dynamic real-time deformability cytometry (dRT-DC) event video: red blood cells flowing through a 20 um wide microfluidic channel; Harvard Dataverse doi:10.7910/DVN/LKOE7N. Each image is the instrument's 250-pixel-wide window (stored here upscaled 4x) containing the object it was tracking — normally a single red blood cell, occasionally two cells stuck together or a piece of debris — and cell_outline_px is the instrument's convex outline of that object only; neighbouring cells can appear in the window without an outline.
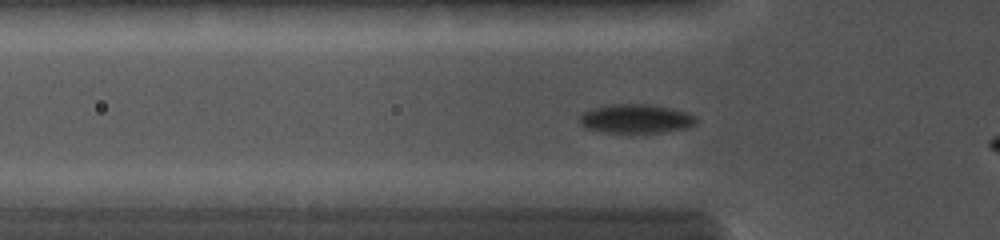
{"species": "common noctule bat (a hibernating species)", "species_latin": "Nyctalus noctula", "temperature_condition": "cold", "stored_images_in_passage": 22, "camera_frame_rate_fps": 5000, "um_per_image_px": 0.085, "animal": {"sex": "female", "body_mass_g": 19.0, "forearm_length_mm": 56.7}, "frame": {"image": 1, "passage_image": 8, "time_ms": 2.4, "image_size_px": [1000, 240], "cell_outline_px": [[696, 124], [688, 128], [660, 132], [604, 132], [584, 128], [580, 124], [580, 116], [584, 112], [592, 108], [608, 104], [648, 104], [672, 108], [688, 112], [696, 116]], "centroid_in_image_um": [54.06, 10.08], "position_along_channel_um": 71.7, "area_um2": 19.77}}
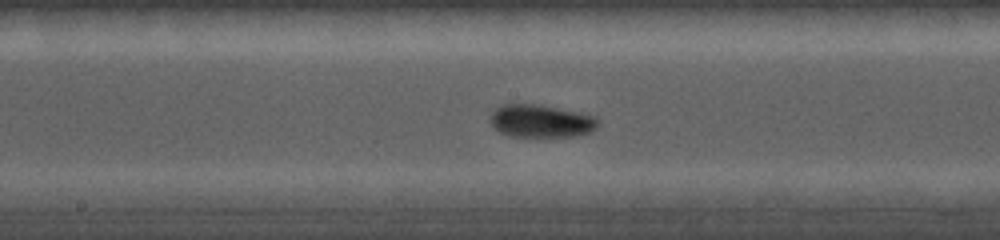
{"frame": {"image": 2, "passage_image": 17, "time_ms": 5.4, "image_size_px": [1000, 240], "cell_outline_px": [[600, 124], [592, 132], [572, 136], [512, 136], [500, 132], [492, 128], [488, 120], [492, 112], [500, 104], [540, 104], [580, 112], [596, 116], [600, 120]], "centroid_in_image_um": [45.98, 10.27], "position_along_channel_um": 202.2, "area_um2": 20.98}}
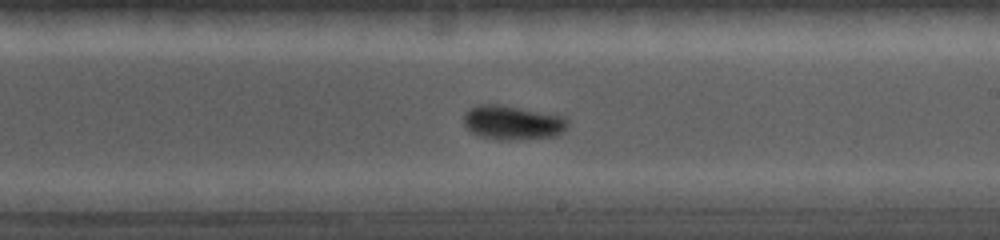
{"frame": {"image": 3, "passage_image": 20, "time_ms": 6.4, "image_size_px": [1000, 240], "cell_outline_px": [[568, 124], [556, 136], [508, 140], [500, 140], [480, 136], [472, 132], [464, 124], [464, 112], [468, 108], [476, 104], [500, 104], [564, 116], [568, 120]], "centroid_in_image_um": [43.52, 10.4], "position_along_channel_um": 245.5, "area_um2": 20.69}}